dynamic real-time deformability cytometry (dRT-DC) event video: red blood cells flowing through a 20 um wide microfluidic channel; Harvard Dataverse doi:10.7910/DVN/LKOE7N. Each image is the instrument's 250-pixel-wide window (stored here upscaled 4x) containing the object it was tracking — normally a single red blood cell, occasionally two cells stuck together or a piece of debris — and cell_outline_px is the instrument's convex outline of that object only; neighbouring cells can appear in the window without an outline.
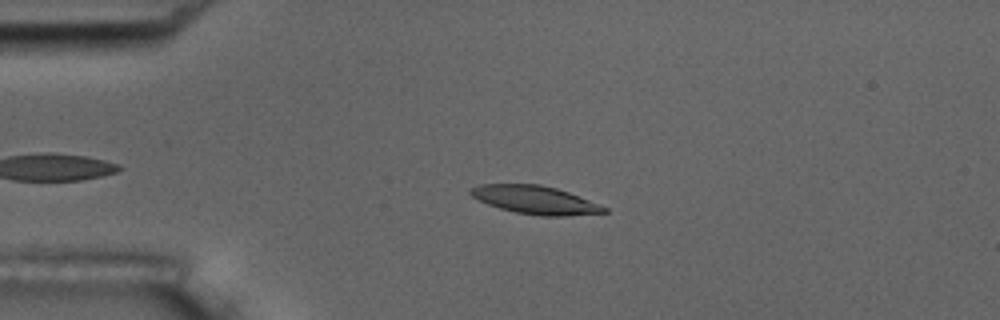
{"species": "common noctule bat (a hibernating species)", "species_latin": "Nyctalus noctula", "temperature_condition": "room temperature", "stored_images_in_passage": 4, "camera_frame_rate_fps": 3000, "um_per_image_px": 0.085, "animal": {"sex": "male", "body_mass_g": 17.5, "forearm_length_mm": 52.3}, "frame": {"image": 1, "passage_image": 3, "time_ms": 2.333, "image_size_px": [1000, 320], "cell_outline_px": [[608, 212], [564, 216], [540, 216], [516, 212], [500, 208], [488, 204], [472, 196], [468, 192], [472, 188], [480, 184], [540, 184], [556, 188], [568, 192], [608, 208]], "centroid_in_image_um": [45.49, 16.99], "position_along_channel_um": 39.5, "area_um2": 21.68}}